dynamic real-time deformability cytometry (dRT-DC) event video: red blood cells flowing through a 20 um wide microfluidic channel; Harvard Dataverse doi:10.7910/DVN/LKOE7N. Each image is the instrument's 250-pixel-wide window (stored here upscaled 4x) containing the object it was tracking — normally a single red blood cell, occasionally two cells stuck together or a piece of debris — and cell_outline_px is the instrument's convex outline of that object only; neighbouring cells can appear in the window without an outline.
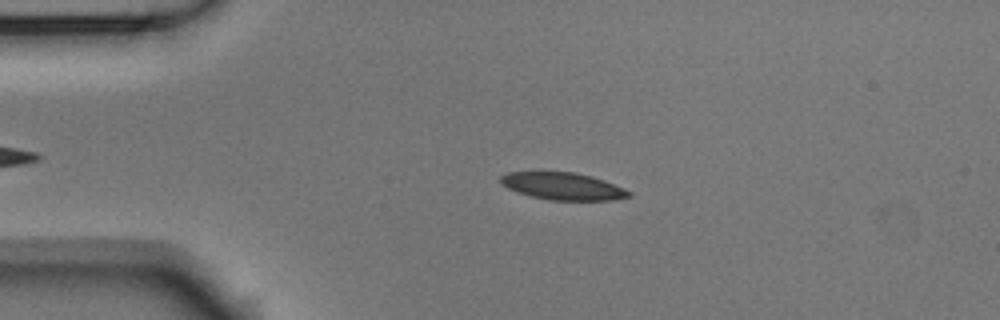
{"species": "Egyptian fruit bat (a non-hibernating species)", "species_latin": "Rousettus aegyptiacus", "temperature_condition": "room temperature", "stored_images_in_passage": 47, "camera_frame_rate_fps": 3000, "um_per_image_px": 0.085, "animal": {"sex": "male"}, "frame": {"image": 1, "passage_image": 11, "time_ms": 3.333, "image_size_px": [1000, 320], "cell_outline_px": [[632, 196], [612, 200], [548, 200], [532, 196], [508, 188], [500, 184], [500, 176], [508, 172], [576, 172], [592, 176], [604, 180], [624, 188], [632, 192]], "centroid_in_image_um": [47.87, 15.82], "position_along_channel_um": 37.1, "area_um2": 20.35}}
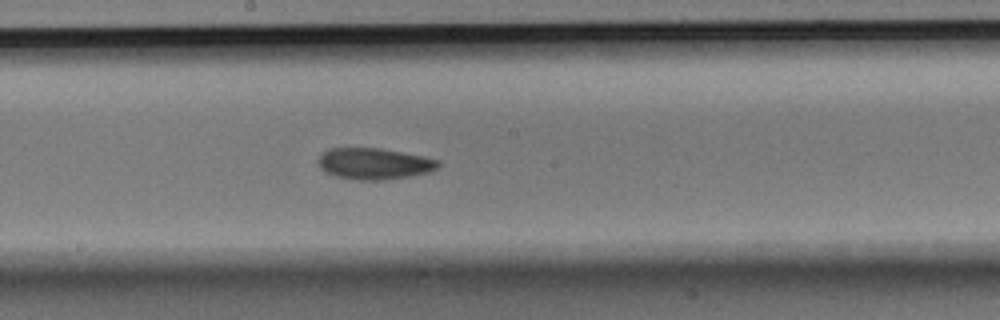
{"frame": {"image": 2, "passage_image": 28, "time_ms": 9.0, "image_size_px": [1000, 320], "cell_outline_px": [[440, 164], [432, 172], [408, 176], [380, 180], [360, 180], [336, 176], [324, 172], [320, 168], [316, 160], [328, 148], [380, 148], [424, 156], [440, 160]], "centroid_in_image_um": [31.8, 13.91], "position_along_channel_um": 216.4, "area_um2": 21.96}}
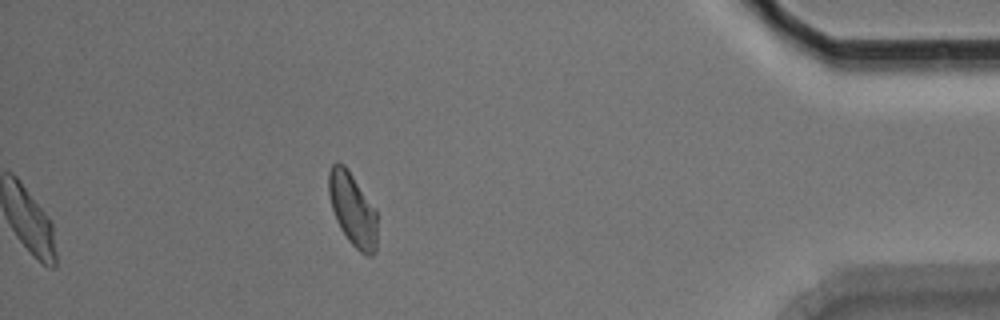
{"frame": {"image": 3, "passage_image": 47, "time_ms": 15.333, "image_size_px": [1000, 320], "cell_outline_px": [[376, 252], [372, 256], [368, 256], [360, 252], [348, 240], [340, 228], [336, 220], [332, 208], [328, 192], [328, 172], [332, 164], [336, 160], [344, 164], [376, 208]], "centroid_in_image_um": [29.96, 17.78], "position_along_channel_um": 405.2, "area_um2": 20.81}, "authors_computed_cell_mechanics": {"area_um2": 20.9814, "velocity_mm_per_s": 3.7273, "shape_relaxation_time_tau1_ms": 4.4361, "shape_relaxation_time_tau2_ms": 5.92, "deformation_change_tau1": 0.0991, "deformation_change_tau2": 0.1168}}